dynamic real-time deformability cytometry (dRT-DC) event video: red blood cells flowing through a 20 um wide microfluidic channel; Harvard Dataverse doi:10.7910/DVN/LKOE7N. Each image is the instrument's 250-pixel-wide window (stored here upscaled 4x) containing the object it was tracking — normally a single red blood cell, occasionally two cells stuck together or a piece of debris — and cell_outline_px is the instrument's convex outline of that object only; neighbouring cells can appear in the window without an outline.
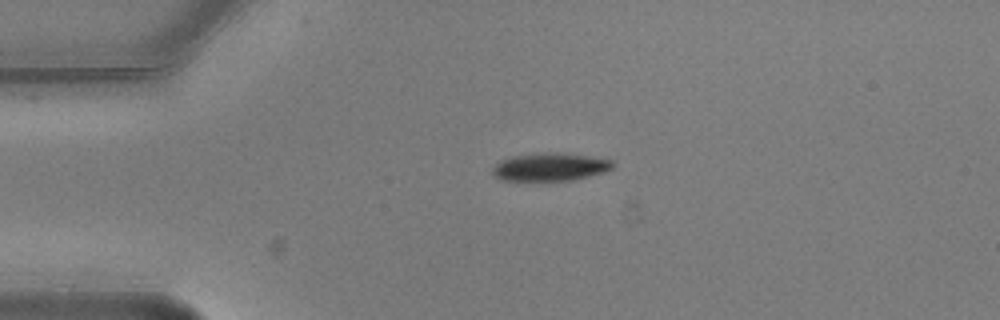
{"species": "common noctule bat (a hibernating species)", "species_latin": "Nyctalus noctula", "temperature_condition": "warm", "stored_images_in_passage": 2, "camera_frame_rate_fps": 3000, "um_per_image_px": 0.085, "animal": {"sex": "male", "body_mass_g": 20.5, "forearm_length_mm": 52.5}, "frame": {"image": 1, "passage_image": 1, "time_ms": 0.0, "image_size_px": [1000, 320], "cell_outline_px": [[612, 168], [604, 172], [572, 180], [504, 180], [496, 176], [492, 172], [492, 168], [500, 160], [512, 156], [588, 156], [612, 160]], "centroid_in_image_um": [46.74, 14.25], "position_along_channel_um": 38.3, "area_um2": 18.03}}